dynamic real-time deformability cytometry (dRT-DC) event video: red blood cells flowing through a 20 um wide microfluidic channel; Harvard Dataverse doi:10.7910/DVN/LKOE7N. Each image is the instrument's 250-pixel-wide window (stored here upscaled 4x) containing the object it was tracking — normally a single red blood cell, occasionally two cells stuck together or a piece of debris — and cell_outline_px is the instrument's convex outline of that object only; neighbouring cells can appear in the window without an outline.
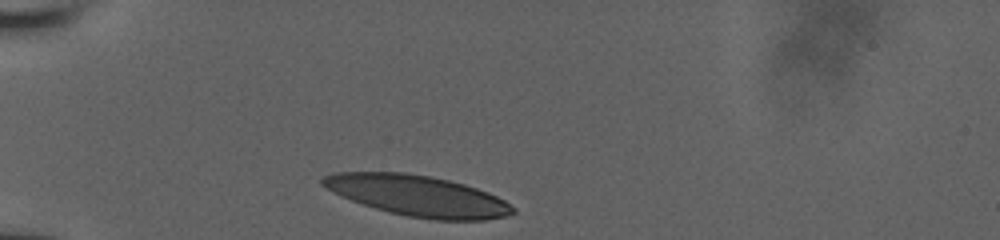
{"species": "human", "species_latin": "Homo sapiens", "temperature_condition": "room temperature", "stored_images_in_passage": 12, "camera_frame_rate_fps": 3000, "um_per_image_px": 0.085, "donor": {"sex": "male"}, "frame": {"image": 1, "passage_image": 1, "time_ms": 0.0, "image_size_px": [1000, 240], "cell_outline_px": [[516, 212], [504, 216], [484, 220], [436, 220], [408, 216], [388, 212], [340, 196], [332, 192], [320, 184], [320, 180], [324, 176], [332, 172], [404, 172], [428, 176], [448, 180], [464, 184], [488, 192], [504, 200], [516, 208]], "centroid_in_image_um": [35.48, 16.63], "position_along_channel_um": 49.5, "area_um2": 45.08}}
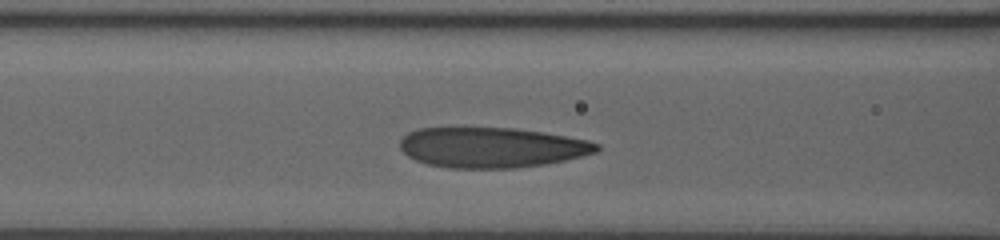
{"frame": {"image": 2, "passage_image": 6, "time_ms": 2.667, "image_size_px": [1000, 240], "cell_outline_px": [[600, 148], [596, 152], [564, 160], [544, 164], [516, 168], [448, 168], [428, 164], [416, 160], [408, 156], [400, 148], [400, 140], [408, 132], [416, 128], [516, 128], [544, 132], [588, 140], [600, 144]], "centroid_in_image_um": [41.78, 12.53], "position_along_channel_um": 124.8, "area_um2": 46.18}}
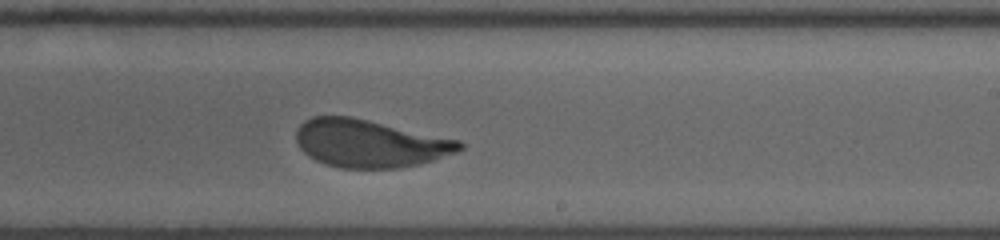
{"frame": {"image": 3, "passage_image": 12, "time_ms": 6.0, "image_size_px": [1000, 240], "cell_outline_px": [[464, 148], [456, 152], [420, 164], [400, 168], [340, 168], [324, 164], [308, 156], [300, 148], [296, 140], [296, 132], [300, 124], [304, 120], [312, 116], [352, 116], [460, 140], [464, 144]], "centroid_in_image_um": [31.41, 12.19], "position_along_channel_um": 257.6, "area_um2": 45.66}}